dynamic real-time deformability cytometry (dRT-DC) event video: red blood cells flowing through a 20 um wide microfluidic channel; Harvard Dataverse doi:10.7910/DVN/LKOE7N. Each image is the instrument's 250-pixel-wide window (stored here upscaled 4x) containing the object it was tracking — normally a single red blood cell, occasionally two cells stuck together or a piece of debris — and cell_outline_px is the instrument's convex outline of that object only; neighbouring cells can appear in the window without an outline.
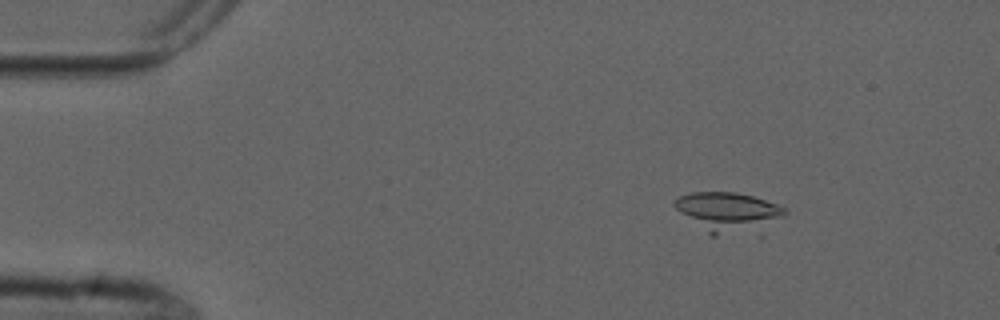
{"species": "common noctule bat (a hibernating species)", "species_latin": "Nyctalus noctula", "temperature_condition": "cold", "stored_images_in_passage": 6, "camera_frame_rate_fps": 3000, "um_per_image_px": 0.085, "animal": {"sex": "male", "forearm_length_mm": 52.5}, "frame": {"image": 1, "passage_image": 3, "time_ms": 2.333, "image_size_px": [1000, 320], "cell_outline_px": [[788, 212], [784, 216], [716, 236], [708, 236], [680, 212], [672, 204], [680, 196], [692, 192], [736, 192], [752, 196], [776, 204], [784, 208]], "centroid_in_image_um": [61.71, 17.94], "position_along_channel_um": 23.3, "area_um2": 23.7}}
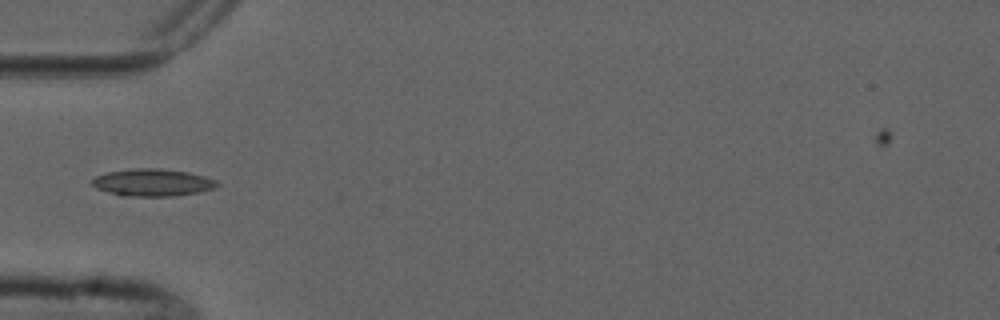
{"frame": {"image": 2, "passage_image": 6, "time_ms": 5.667, "image_size_px": [1000, 320], "cell_outline_px": [[220, 184], [212, 188], [196, 192], [172, 196], [120, 196], [96, 188], [92, 184], [92, 180], [96, 176], [108, 172], [132, 168], [160, 168], [188, 172], [204, 176], [216, 180]], "centroid_in_image_um": [12.94, 15.51], "position_along_channel_um": 72.1, "area_um2": 19.77}}